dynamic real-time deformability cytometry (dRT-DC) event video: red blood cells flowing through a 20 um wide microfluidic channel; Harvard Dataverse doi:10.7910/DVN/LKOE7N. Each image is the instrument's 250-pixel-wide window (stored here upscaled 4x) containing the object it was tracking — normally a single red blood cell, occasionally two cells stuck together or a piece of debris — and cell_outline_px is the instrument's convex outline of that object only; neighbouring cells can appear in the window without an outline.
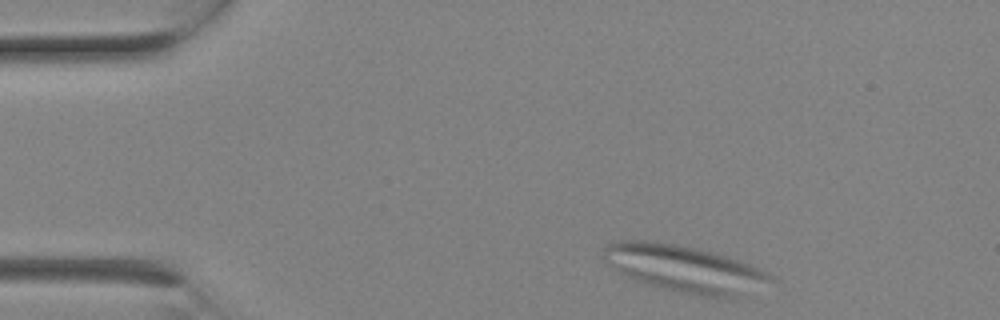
{"species": "Egyptian fruit bat (a non-hibernating species)", "species_latin": "Rousettus aegyptiacus", "temperature_condition": "room temperature", "stored_images_in_passage": 2, "camera_frame_rate_fps": 3000, "um_per_image_px": 0.085, "animal": {"sex": "female"}, "frame": {"image": 1, "passage_image": 1, "time_ms": 0.0, "image_size_px": [1000, 320], "cell_outline_px": [[776, 280], [736, 296], [708, 296], [680, 292], [648, 284], [636, 280], [620, 272], [608, 264], [604, 260], [604, 244], [616, 240], [648, 240], [676, 244], [712, 252], [748, 264], [768, 272], [776, 276]], "centroid_in_image_um": [58.14, 22.8], "position_along_channel_um": 26.9, "area_um2": 44.74}}
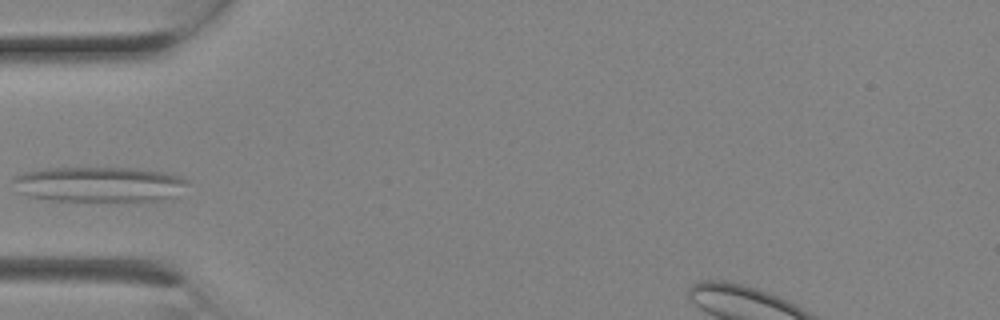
{"frame": {"image": 2, "passage_image": 2, "time_ms": 0.333, "image_size_px": [1000, 320], "cell_outline_px": [[188, 184], [172, 196], [160, 200], [52, 200], [28, 196], [16, 192], [12, 180], [12, 176], [24, 172], [44, 168], [136, 168], [168, 172], [180, 176], [188, 180]], "centroid_in_image_um": [8.36, 15.64], "position_along_channel_um": 76.6, "area_um2": 35.72}}